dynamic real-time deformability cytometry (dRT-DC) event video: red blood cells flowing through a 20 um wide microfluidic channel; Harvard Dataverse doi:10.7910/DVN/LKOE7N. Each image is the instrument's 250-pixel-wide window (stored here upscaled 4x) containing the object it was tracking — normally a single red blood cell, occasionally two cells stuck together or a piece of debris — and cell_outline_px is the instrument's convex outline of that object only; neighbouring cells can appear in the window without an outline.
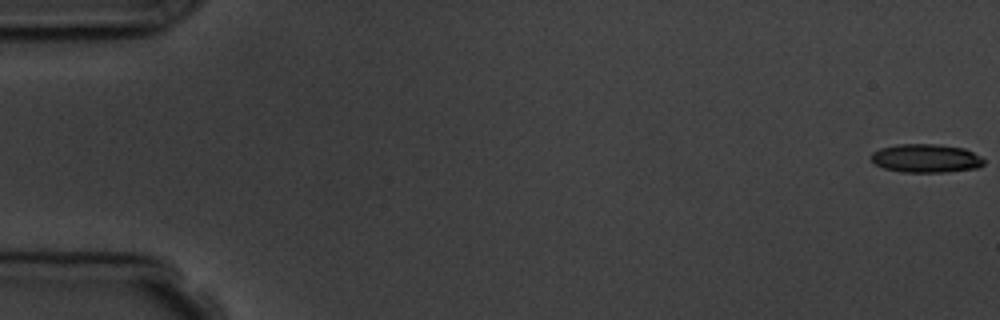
{"species": "common noctule bat (a hibernating species)", "species_latin": "Nyctalus noctula", "temperature_condition": "room temperature", "stored_images_in_passage": 6, "segment_of_instrument_passage": [1, 2], "camera_frame_rate_fps": 3000, "um_per_image_px": 0.085, "animal": {"sex": "male", "body_mass_g": 19.5, "forearm_length_mm": 54.6}, "frame": {"image": 1, "passage_image": 1, "time_ms": 0.0, "image_size_px": [1000, 320], "cell_outline_px": [[984, 164], [980, 168], [944, 172], [904, 172], [884, 168], [876, 164], [872, 160], [872, 152], [880, 148], [896, 144], [940, 144], [964, 148], [980, 156], [984, 160]], "centroid_in_image_um": [78.73, 13.45], "position_along_channel_um": 6.3, "area_um2": 18.79}}
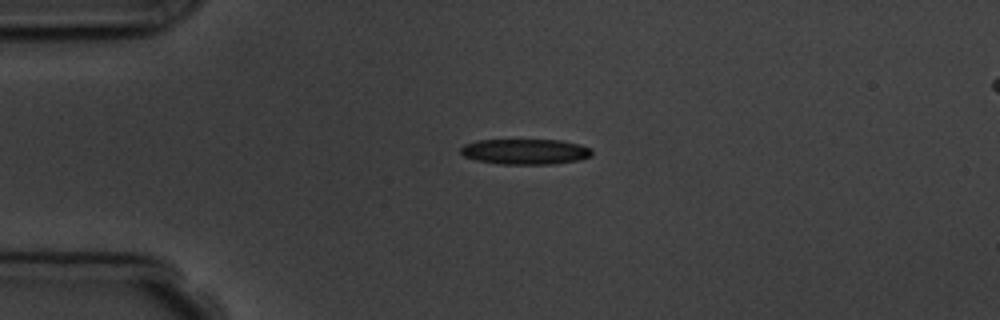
{"frame": {"image": 2, "passage_image": 4, "time_ms": 4.333, "image_size_px": [1000, 320], "cell_outline_px": [[592, 156], [580, 160], [552, 164], [500, 164], [476, 160], [464, 156], [460, 152], [460, 148], [464, 144], [476, 140], [560, 140], [580, 144], [592, 148]], "centroid_in_image_um": [44.66, 12.88], "position_along_channel_um": 40.3, "area_um2": 19.65}}